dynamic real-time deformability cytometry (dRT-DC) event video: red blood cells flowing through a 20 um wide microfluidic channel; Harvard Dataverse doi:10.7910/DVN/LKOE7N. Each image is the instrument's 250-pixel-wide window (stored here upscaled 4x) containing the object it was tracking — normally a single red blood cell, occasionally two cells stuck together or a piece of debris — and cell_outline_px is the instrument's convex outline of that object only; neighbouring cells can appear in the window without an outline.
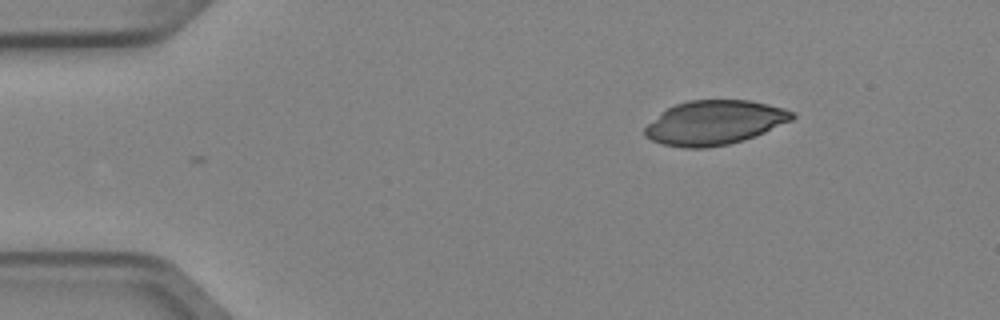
{"species": "Egyptian fruit bat (a non-hibernating species)", "species_latin": "Rousettus aegyptiacus", "temperature_condition": "cold", "stored_images_in_passage": 2, "camera_frame_rate_fps": 3000, "um_per_image_px": 0.085, "animal": {"sex": "female"}, "frame": {"image": 1, "passage_image": 2, "time_ms": 0.333, "image_size_px": [1000, 320], "cell_outline_px": [[796, 116], [792, 120], [764, 132], [744, 140], [728, 144], [704, 148], [684, 148], [664, 144], [652, 140], [644, 136], [644, 128], [648, 124], [668, 108], [676, 104], [688, 100], [752, 100], [784, 108], [796, 112]], "centroid_in_image_um": [60.76, 10.42], "position_along_channel_um": 24.2, "area_um2": 37.86}}